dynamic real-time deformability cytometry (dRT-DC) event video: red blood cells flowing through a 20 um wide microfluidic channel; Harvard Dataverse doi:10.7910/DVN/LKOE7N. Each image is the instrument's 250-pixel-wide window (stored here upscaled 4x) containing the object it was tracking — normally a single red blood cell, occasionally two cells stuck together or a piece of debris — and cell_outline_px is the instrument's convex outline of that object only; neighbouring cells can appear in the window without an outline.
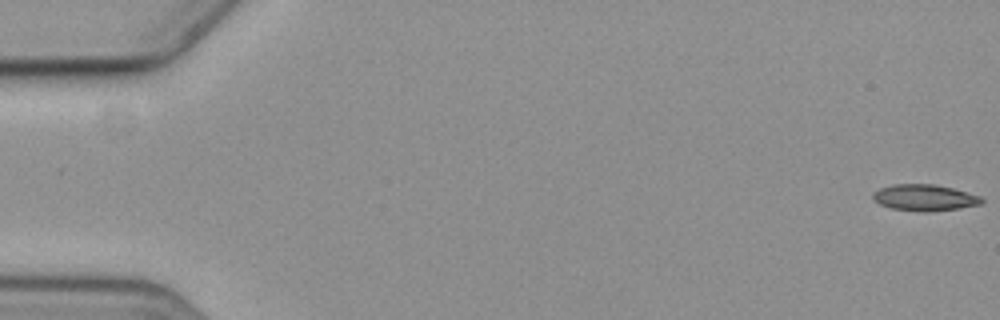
{"species": "common noctule bat (a hibernating species)", "species_latin": "Nyctalus noctula", "temperature_condition": "cold", "stored_images_in_passage": 14, "camera_frame_rate_fps": 3000, "um_per_image_px": 0.085, "animal": {"sex": "female", "body_mass_g": 19.3, "forearm_length_mm": 54.1}, "frame": {"image": 1, "passage_image": 1, "time_ms": 0.0, "image_size_px": [1000, 320], "cell_outline_px": [[984, 200], [980, 204], [956, 208], [928, 212], [924, 212], [892, 208], [880, 204], [872, 200], [872, 192], [880, 188], [892, 184], [936, 184], [952, 188], [980, 196]], "centroid_in_image_um": [78.53, 16.79], "position_along_channel_um": 6.5, "area_um2": 16.59}}